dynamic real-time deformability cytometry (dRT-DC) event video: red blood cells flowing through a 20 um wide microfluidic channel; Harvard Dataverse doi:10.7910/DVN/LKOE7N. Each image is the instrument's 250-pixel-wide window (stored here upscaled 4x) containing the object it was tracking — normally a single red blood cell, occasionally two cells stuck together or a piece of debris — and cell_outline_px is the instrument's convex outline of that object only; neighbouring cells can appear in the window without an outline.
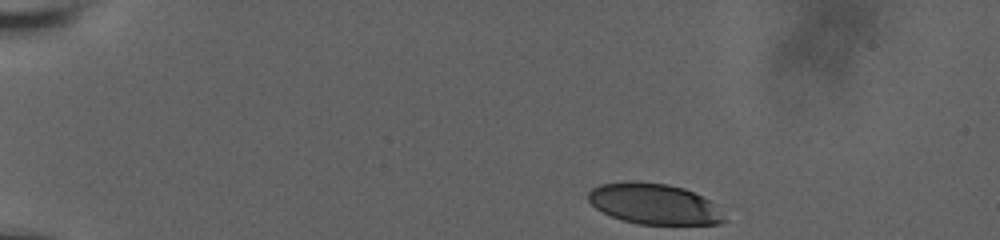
{"species": "human", "species_latin": "Homo sapiens", "temperature_condition": "room temperature", "stored_images_in_passage": 41, "camera_frame_rate_fps": 3000, "um_per_image_px": 0.085, "donor": {"sex": "male"}, "frame": {"image": 1, "passage_image": 1, "time_ms": 0.0, "image_size_px": [1000, 240], "cell_outline_px": [[728, 220], [720, 224], [636, 224], [620, 220], [596, 208], [588, 200], [588, 192], [592, 188], [600, 184], [624, 180], [636, 180], [668, 184], [684, 188], [708, 200]], "centroid_in_image_um": [55.54, 17.32], "position_along_channel_um": 29.5, "area_um2": 32.37}}
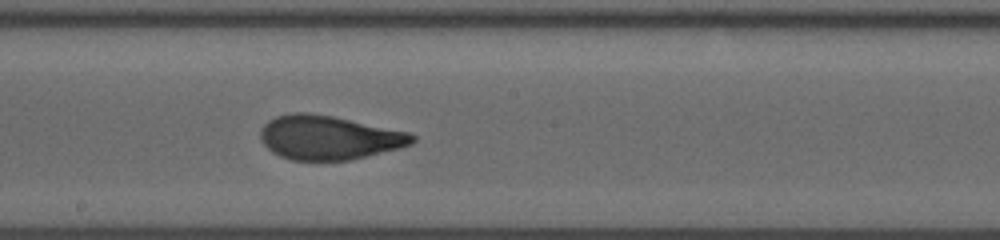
{"frame": {"image": 2, "passage_image": 24, "time_ms": 7.667, "image_size_px": [1000, 240], "cell_outline_px": [[416, 140], [412, 144], [400, 148], [348, 160], [292, 160], [280, 156], [272, 152], [260, 140], [260, 132], [264, 124], [268, 120], [276, 116], [292, 112], [308, 112], [332, 116], [408, 132], [416, 136]], "centroid_in_image_um": [27.93, 11.69], "position_along_channel_um": 220.3, "area_um2": 38.84}}
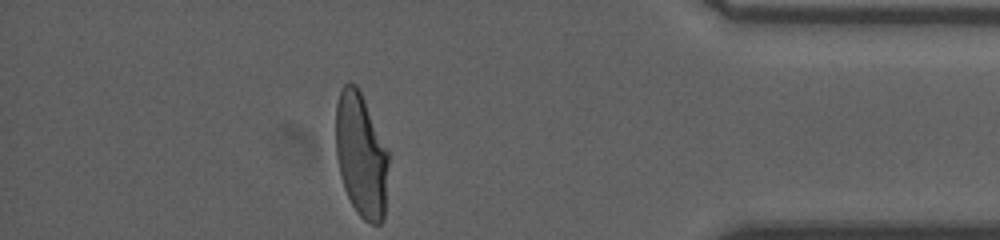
{"frame": {"image": 3, "passage_image": 41, "time_ms": 13.333, "image_size_px": [1000, 240], "cell_outline_px": [[388, 164], [384, 220], [380, 224], [372, 224], [364, 220], [356, 212], [344, 188], [340, 176], [336, 156], [336, 104], [340, 92], [344, 84], [356, 84], [388, 148]], "centroid_in_image_um": [30.7, 13.22], "position_along_channel_um": 404.5, "area_um2": 38.15}, "authors_computed_cell_mechanics": {"area_um2": 38.437, "velocity_mm_per_s": 3.7978, "shape_relaxation_time_tau1_ms": 6.4473, "shape_relaxation_time_tau2_ms": 0.7545, "deformation_change_tau1": 0.2355, "deformation_change_tau2": 0.0758}}